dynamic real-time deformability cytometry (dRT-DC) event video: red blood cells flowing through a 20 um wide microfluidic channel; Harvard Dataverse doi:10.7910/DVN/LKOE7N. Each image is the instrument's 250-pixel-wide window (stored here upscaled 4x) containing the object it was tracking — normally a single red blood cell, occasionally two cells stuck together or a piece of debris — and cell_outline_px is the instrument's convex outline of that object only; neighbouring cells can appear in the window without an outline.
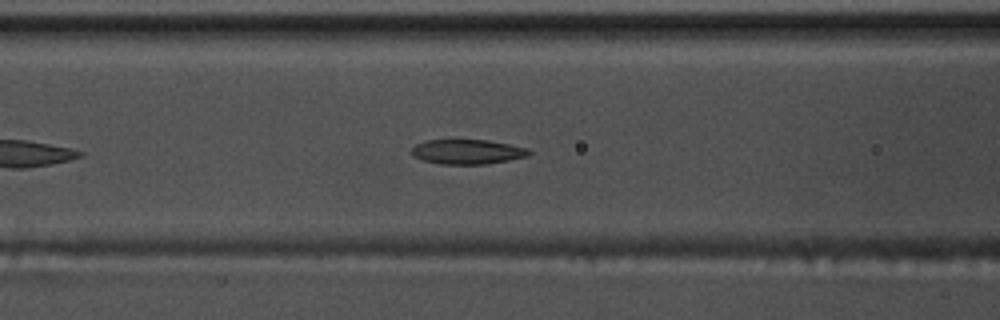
{"species": "common noctule bat (a hibernating species)", "species_latin": "Nyctalus noctula", "temperature_condition": "warm", "stored_images_in_passage": 44, "camera_frame_rate_fps": 3000, "um_per_image_px": 0.085, "animal": {"sex": "male", "body_mass_g": 17.5, "forearm_length_mm": 52.3}, "frame": {"image": 1, "passage_image": 12, "time_ms": 3.667, "image_size_px": [1000, 320], "cell_outline_px": [[532, 152], [528, 156], [508, 160], [484, 164], [440, 164], [424, 160], [412, 156], [408, 152], [416, 144], [424, 140], [488, 140], [528, 148]], "centroid_in_image_um": [39.69, 12.9], "position_along_channel_um": 126.9, "area_um2": 16.94}}
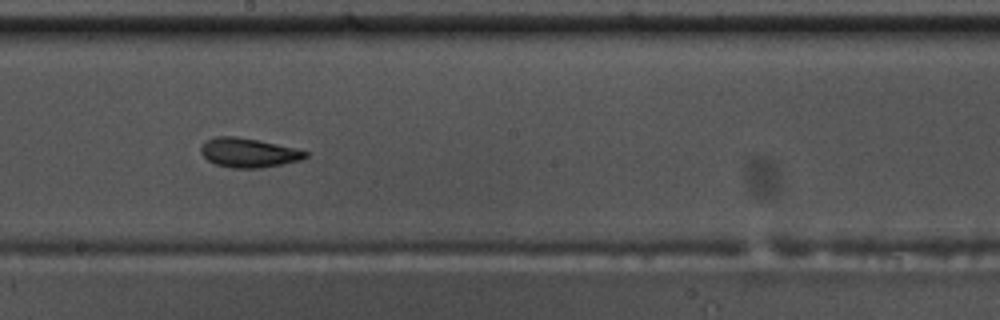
{"frame": {"image": 2, "passage_image": 20, "time_ms": 6.333, "image_size_px": [1000, 320], "cell_outline_px": [[308, 156], [300, 160], [260, 168], [232, 168], [216, 164], [208, 160], [200, 152], [200, 148], [208, 140], [216, 136], [236, 136], [260, 140], [296, 148], [308, 152]], "centroid_in_image_um": [21.13, 12.97], "position_along_channel_um": 227.1, "area_um2": 17.74}}
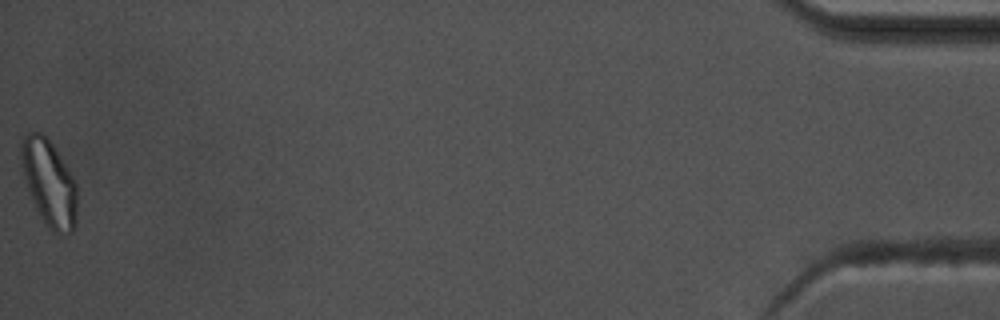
{"frame": {"image": 3, "passage_image": 44, "time_ms": 14.333, "image_size_px": [1000, 320], "cell_outline_px": [[76, 224], [72, 232], [64, 236], [52, 232], [44, 220], [32, 200], [28, 192], [24, 176], [20, 156], [20, 140], [28, 132], [40, 132], [52, 144], [72, 176], [76, 184]], "centroid_in_image_um": [4.16, 15.56], "position_along_channel_um": 431.0, "area_um2": 27.86}, "authors_computed_cell_mechanics": {"area_um2": 18.2648, "velocity_mm_per_s": 3.7677, "shape_relaxation_time_tau1_ms": 8.16, "shape_relaxation_time_tau2_ms": 2.4634, "deformation_change_tau1": 0.2079, "deformation_change_tau2": 0.0963}}